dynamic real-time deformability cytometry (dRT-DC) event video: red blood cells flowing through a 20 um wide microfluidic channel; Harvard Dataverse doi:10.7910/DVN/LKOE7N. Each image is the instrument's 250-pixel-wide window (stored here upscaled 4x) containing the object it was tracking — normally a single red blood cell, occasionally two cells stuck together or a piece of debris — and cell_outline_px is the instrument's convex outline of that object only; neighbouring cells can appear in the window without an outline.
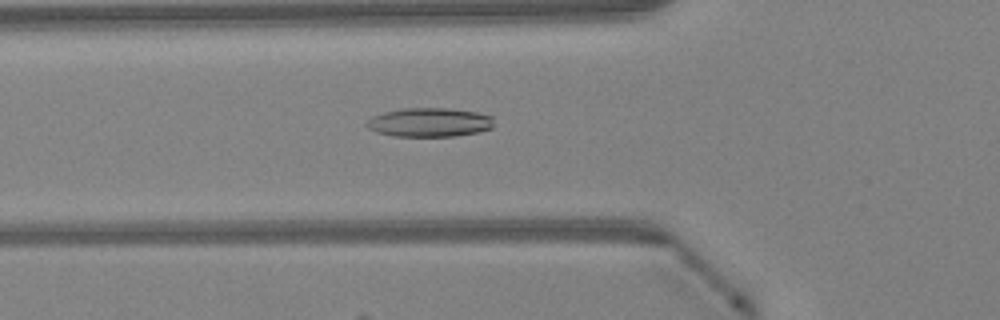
{"species": "Egyptian fruit bat (a non-hibernating species)", "species_latin": "Rousettus aegyptiacus", "temperature_condition": "warm", "stored_images_in_passage": 48, "camera_frame_rate_fps": 3000, "um_per_image_px": 0.085, "animal": {"sex": "female"}, "frame": {"image": 1, "passage_image": 17, "time_ms": 5.333, "image_size_px": [1000, 320], "cell_outline_px": [[492, 128], [480, 132], [456, 136], [392, 136], [376, 132], [368, 128], [364, 124], [372, 116], [384, 112], [404, 108], [448, 108], [476, 112], [492, 116]], "centroid_in_image_um": [36.48, 10.4], "position_along_channel_um": 89.3, "area_um2": 21.56}}
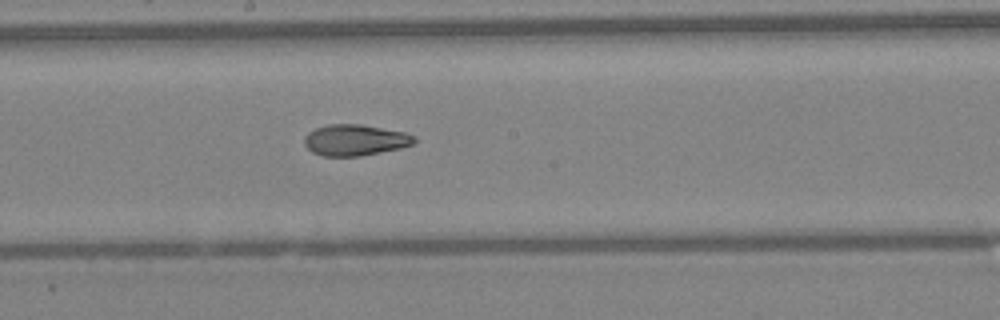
{"frame": {"image": 2, "passage_image": 26, "time_ms": 8.333, "image_size_px": [1000, 320], "cell_outline_px": [[416, 144], [400, 148], [360, 156], [324, 156], [312, 152], [304, 144], [304, 136], [308, 132], [316, 128], [328, 124], [360, 124], [404, 132], [416, 136]], "centroid_in_image_um": [30.19, 11.9], "position_along_channel_um": 218.0, "area_um2": 20.0}}
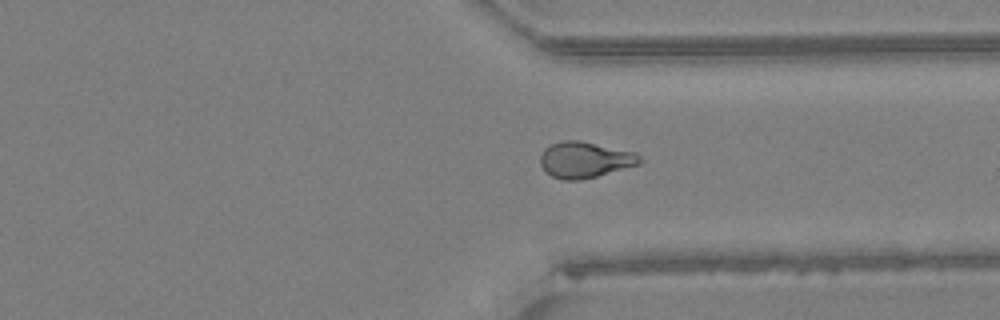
{"frame": {"image": 3, "passage_image": 36, "time_ms": 11.667, "image_size_px": [1000, 320], "cell_outline_px": [[644, 160], [640, 164], [596, 176], [580, 180], [564, 180], [552, 176], [540, 164], [540, 156], [544, 148], [552, 144], [564, 140], [580, 140], [636, 152]], "centroid_in_image_um": [49.74, 13.57], "position_along_channel_um": 361.7, "area_um2": 20.87}, "authors_computed_cell_mechanics": {"area_um2": 20.7502, "velocity_mm_per_s": 4.3052, "shape_relaxation_time_tau1_ms": null, "shape_relaxation_time_tau2_ms": 2.0311, "deformation_change_tau1": null, "deformation_change_tau2": 0.0832}}